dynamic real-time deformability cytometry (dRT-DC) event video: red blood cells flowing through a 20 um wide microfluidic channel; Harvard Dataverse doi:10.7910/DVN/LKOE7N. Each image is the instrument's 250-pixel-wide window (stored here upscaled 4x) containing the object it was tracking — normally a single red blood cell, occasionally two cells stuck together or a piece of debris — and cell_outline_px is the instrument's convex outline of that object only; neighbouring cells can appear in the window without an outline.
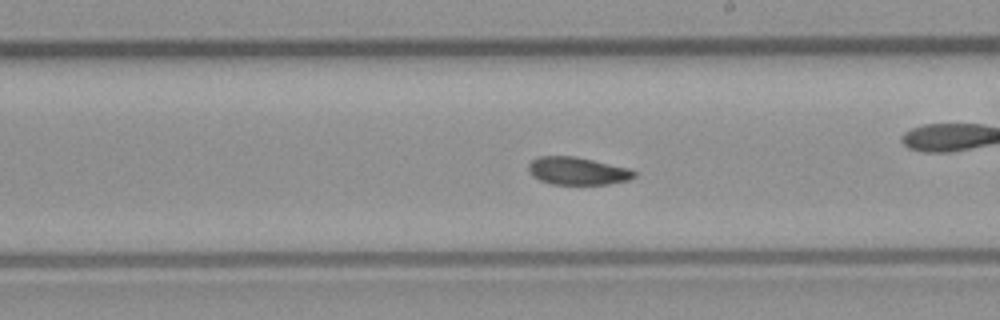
{"species": "common noctule bat (a hibernating species)", "species_latin": "Nyctalus noctula", "temperature_condition": "room temperature", "stored_images_in_passage": 54, "camera_frame_rate_fps": 3000, "um_per_image_px": 0.085, "animal": {"sex": "male", "body_mass_g": 23.1, "forearm_length_mm": 52.7}, "frame": {"image": 1, "passage_image": 31, "time_ms": 10.0, "image_size_px": [1000, 320], "cell_outline_px": [[636, 176], [628, 180], [608, 184], [552, 184], [540, 180], [532, 176], [528, 172], [528, 164], [536, 156], [576, 156], [628, 168], [636, 172]], "centroid_in_image_um": [49.05, 14.52], "position_along_channel_um": 239.9, "area_um2": 17.11}, "authors_computed_cell_mechanics": {"area_um2": 17.7735, "velocity_mm_per_s": 3.9499, "shape_relaxation_time_tau1_ms": 7.1078, "shape_relaxation_time_tau2_ms": 3.4962, "deformation_change_tau1": 0.1196, "deformation_change_tau2": 0.0823}}